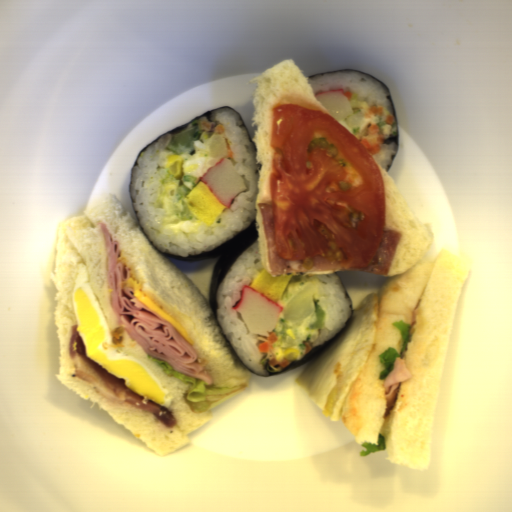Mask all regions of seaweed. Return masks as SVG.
<instances>
[{"instance_id":"obj_1","label":"seaweed","mask_w":512,"mask_h":512,"mask_svg":"<svg viewBox=\"0 0 512 512\" xmlns=\"http://www.w3.org/2000/svg\"><path fill=\"white\" fill-rule=\"evenodd\" d=\"M256 241H258V236L255 218L243 231L208 252L196 255L178 256L162 251H156L163 256H170L183 262H194L217 258L211 273L208 304L218 325V288L238 258Z\"/></svg>"},{"instance_id":"obj_2","label":"seaweed","mask_w":512,"mask_h":512,"mask_svg":"<svg viewBox=\"0 0 512 512\" xmlns=\"http://www.w3.org/2000/svg\"><path fill=\"white\" fill-rule=\"evenodd\" d=\"M342 286H343V284H342ZM343 290L349 300V304H350L352 313H351L350 317L348 318L345 326L340 331H338L335 335H333L330 339H328L323 344H321L319 346H313L312 349L310 350V352L308 354L305 353V356L301 360H299V361L293 360L292 362H289V364L285 368L280 367V370L277 374L260 375L257 373H253L251 371H249V372H251L255 376H261V377H266V378L270 377V376L278 375V374H283V373L288 372L294 368H297L301 365H304L310 361L315 360L322 353H324L327 349H329L333 344H335L340 338H342L346 334V332L349 330V328L352 326V324L354 323L355 314H356L353 302H352L351 298L349 297L348 293L346 292L344 286H343Z\"/></svg>"},{"instance_id":"obj_3","label":"seaweed","mask_w":512,"mask_h":512,"mask_svg":"<svg viewBox=\"0 0 512 512\" xmlns=\"http://www.w3.org/2000/svg\"><path fill=\"white\" fill-rule=\"evenodd\" d=\"M223 108L231 109V110L235 111L236 113H238V114L240 115V117H241V119H242V121H243V123H244V126H245V128H246V131H247V133H248V136H249V138H250V141H251V143H252V145H253V147H254V149H255V152H256L257 146H256V144H255V142H254V140H253V137H252V135H251V133H250V131H249V129H248V127H247V125H246V123H245L244 119H243V117L241 116V114L239 113V111H238V110H236V109H234V108H232V107H229V106H227V105H226V106H222V107H218V108H214V109H212V110H210V111H208V112H206V113H204V114H201V115L197 116L193 121H191V122H189V123H187V124H185V125H182V126H180V127H177V128H175V129H173V130H171V131H169V132H167V133H165V134H163V135H161V136L157 137L156 139H154L153 141H151L150 143H148L144 148H142V149L139 151V153H138V155H137V157H136V159H135V161H134V163H133V165H132V168H131L130 174H129V176H128V192H129V198H130V203H131V207H132V211H133L134 220H135V223H136L138 226H139V224H138V221H137V218H136V215H135L134 209H133V204H132V197H131L130 183H131V177H132L133 167L137 164V161H138V159L140 158V156L143 154V152H144L148 147H150L154 142H156L157 140H159V139H160L161 137H163L164 135H166V134H171V135H173V136H174V135H175V134H177L178 132H180V131H182L183 129H185L186 127H188V126H189L191 123H193L195 120H197V121H198L201 117H205L208 121H213V115H214V113H215L216 111H218V110L223 109Z\"/></svg>"},{"instance_id":"obj_4","label":"seaweed","mask_w":512,"mask_h":512,"mask_svg":"<svg viewBox=\"0 0 512 512\" xmlns=\"http://www.w3.org/2000/svg\"><path fill=\"white\" fill-rule=\"evenodd\" d=\"M342 71H356V72H358V73H361V74H363V75H366V76H368V77H370V78H372V79L376 80V81H377V82H378V83H379V84L384 88V90H385V91L387 92V94H388V96H387V97H388V99H389V101H390V103H391V108H392V117H394V123H395L396 132H397V135H396V136H394V137H390V138L386 139V140L383 142L384 144H387V145H388V144H390V143H392V142H395V143H396V145H397L396 155H394L393 160H392V162H391V164H390V166H389L388 170L386 171V172L388 173V171H389V169H390V167H391L392 163L394 162V160H395V158H396V156H397V154H398V152H399V131H398V123H397V117H396V112H395L394 102H393V98H392V95H391V93H390V90H389V88L385 85V83H384L382 80H380V79H378V78H375V77H373V76H371V75H369V74H367V73H364V72H362V71H360V70H349V69H348V70H334V71H328V72L316 73V74H313V75H311V76H308L307 78L310 80V79L315 78V77L320 76V75H325V74H330V73H336V72H342Z\"/></svg>"}]
</instances>
